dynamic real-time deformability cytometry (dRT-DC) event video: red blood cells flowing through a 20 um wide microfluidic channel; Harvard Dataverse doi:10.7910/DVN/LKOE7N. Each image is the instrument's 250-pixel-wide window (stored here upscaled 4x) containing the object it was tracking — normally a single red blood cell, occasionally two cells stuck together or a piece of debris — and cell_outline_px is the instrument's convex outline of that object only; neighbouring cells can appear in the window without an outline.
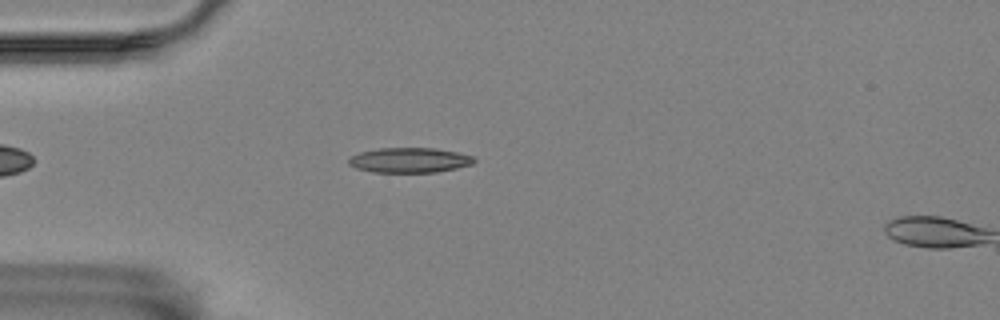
{"species": "Egyptian fruit bat (a non-hibernating species)", "species_latin": "Rousettus aegyptiacus", "temperature_condition": "room temperature", "stored_images_in_passage": 4, "camera_frame_rate_fps": 3000, "um_per_image_px": 0.085, "animal": {"sex": "female"}, "frame": {"image": 1, "passage_image": 3, "time_ms": 2.333, "image_size_px": [1000, 320], "cell_outline_px": [[476, 160], [472, 164], [456, 168], [436, 172], [372, 172], [356, 168], [348, 164], [348, 160], [352, 156], [360, 152], [380, 148], [432, 148], [456, 152], [472, 156]], "centroid_in_image_um": [34.79, 13.62], "position_along_channel_um": 50.2, "area_um2": 18.09}}